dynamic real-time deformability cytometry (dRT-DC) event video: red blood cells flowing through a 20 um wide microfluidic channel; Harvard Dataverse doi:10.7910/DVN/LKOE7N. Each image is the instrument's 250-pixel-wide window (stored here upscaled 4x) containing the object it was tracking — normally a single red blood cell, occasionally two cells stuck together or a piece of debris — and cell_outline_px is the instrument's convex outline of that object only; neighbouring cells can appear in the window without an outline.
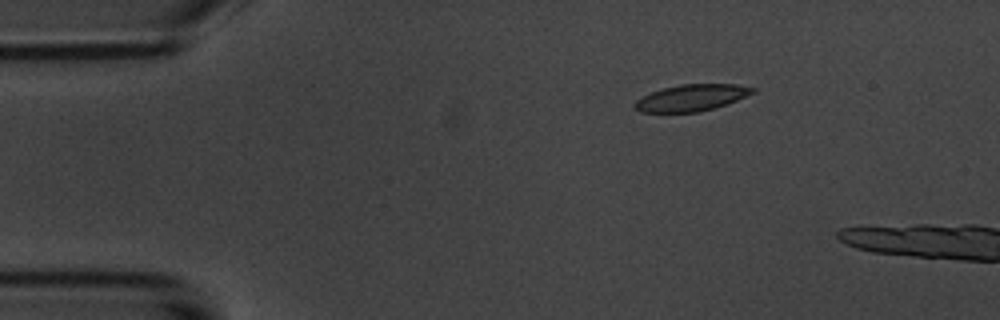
{"species": "common noctule bat (a hibernating species)", "species_latin": "Nyctalus noctula", "temperature_condition": "room temperature", "stored_images_in_passage": 2, "camera_frame_rate_fps": 3000, "um_per_image_px": 0.085, "animal": {"sex": "male", "body_mass_g": 20.1, "forearm_length_mm": 53.5}, "frame": {"image": 1, "passage_image": 1, "time_ms": 0.0, "image_size_px": [1000, 320], "cell_outline_px": [[756, 92], [736, 100], [700, 112], [640, 112], [632, 108], [632, 104], [636, 100], [652, 92], [664, 88], [680, 84], [736, 84], [756, 88]], "centroid_in_image_um": [58.75, 8.31], "position_along_channel_um": 26.3, "area_um2": 18.15}}